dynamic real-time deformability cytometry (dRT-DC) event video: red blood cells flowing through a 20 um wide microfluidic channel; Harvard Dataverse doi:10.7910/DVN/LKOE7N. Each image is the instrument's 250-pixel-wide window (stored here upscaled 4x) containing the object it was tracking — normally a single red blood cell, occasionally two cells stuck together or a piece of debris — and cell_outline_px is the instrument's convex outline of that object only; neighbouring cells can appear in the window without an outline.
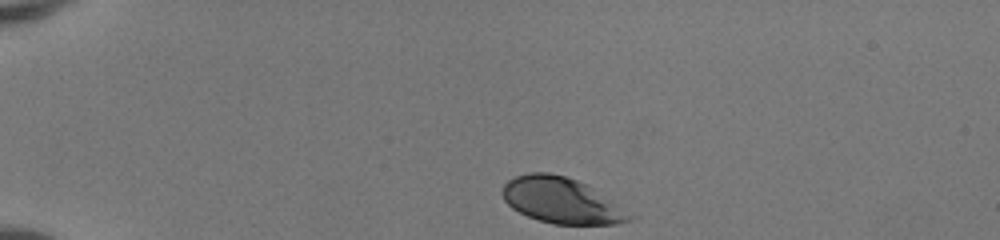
{"species": "human", "species_latin": "Homo sapiens", "temperature_condition": "room temperature", "stored_images_in_passage": 34, "camera_frame_rate_fps": 3000, "um_per_image_px": 0.085, "donor": {"sex": "female"}, "frame": {"image": 1, "passage_image": 1, "time_ms": 0.0, "image_size_px": [1000, 240], "cell_outline_px": [[636, 216], [632, 220], [616, 224], [552, 224], [528, 216], [512, 208], [504, 200], [504, 184], [508, 180], [516, 176], [528, 172], [548, 172], [564, 176], [588, 184]], "centroid_in_image_um": [47.77, 17.04], "position_along_channel_um": 37.2, "area_um2": 33.81}}
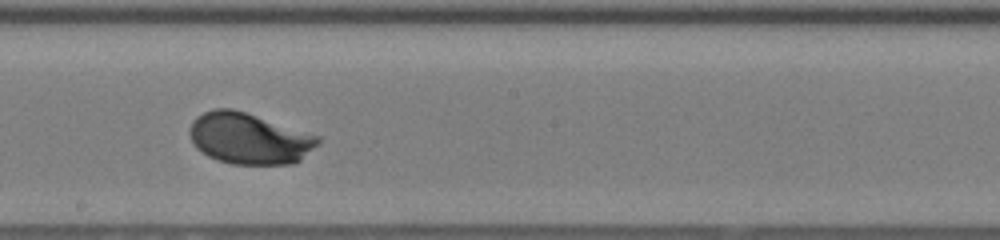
{"frame": {"image": 2, "passage_image": 20, "time_ms": 6.333, "image_size_px": [1000, 240], "cell_outline_px": [[320, 144], [300, 160], [292, 164], [232, 164], [216, 160], [208, 156], [196, 148], [188, 132], [192, 120], [196, 116], [212, 108], [232, 108], [320, 136]], "centroid_in_image_um": [21.16, 11.77], "position_along_channel_um": 227.0, "area_um2": 38.38}}
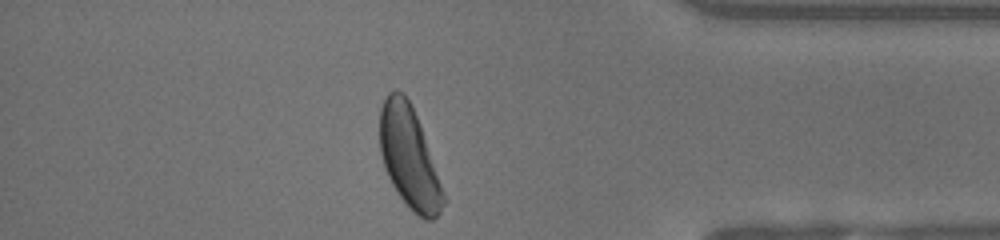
{"frame": {"image": 3, "passage_image": 34, "time_ms": 11.0, "image_size_px": [1000, 240], "cell_outline_px": [[448, 200], [440, 212], [432, 220], [424, 220], [396, 192], [384, 168], [380, 152], [380, 108], [388, 92], [404, 92], [416, 116]], "centroid_in_image_um": [34.79, 13.41], "position_along_channel_um": 400.4, "area_um2": 37.05}, "authors_computed_cell_mechanics": {"area_um2": 37.2232, "velocity_mm_per_s": 4.1173, "shape_relaxation_time_tau1_ms": 1.6823, "shape_relaxation_time_tau2_ms": null, "deformation_change_tau1": 0.1287, "deformation_change_tau2": null}}